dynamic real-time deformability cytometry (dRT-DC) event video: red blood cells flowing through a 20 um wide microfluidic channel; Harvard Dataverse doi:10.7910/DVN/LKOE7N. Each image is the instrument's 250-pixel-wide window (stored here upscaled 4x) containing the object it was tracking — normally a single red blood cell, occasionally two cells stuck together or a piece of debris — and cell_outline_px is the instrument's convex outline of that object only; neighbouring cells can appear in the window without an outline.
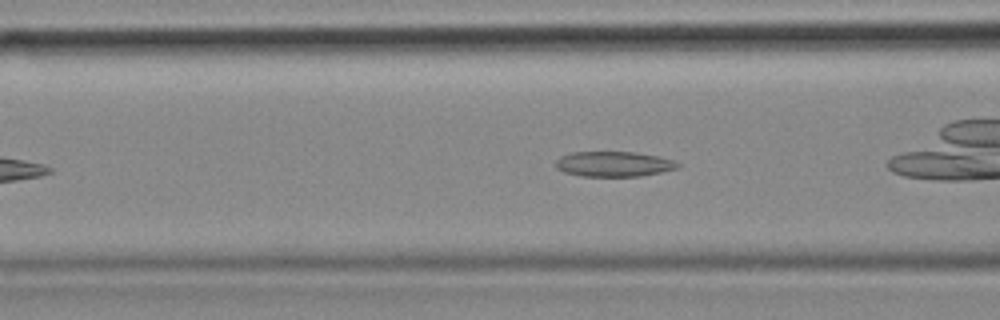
{"species": "common noctule bat (a hibernating species)", "species_latin": "Nyctalus noctula", "temperature_condition": "cold", "stored_images_in_passage": 29, "camera_frame_rate_fps": 3000, "um_per_image_px": 0.085, "animal": {"sex": "female", "body_mass_g": 18.4}, "frame": {"image": 1, "passage_image": 5, "time_ms": 1.333, "image_size_px": [1000, 320], "cell_outline_px": [[680, 164], [676, 168], [660, 172], [640, 176], [580, 176], [564, 172], [556, 168], [556, 160], [560, 156], [572, 152], [636, 152], [656, 156], [672, 160]], "centroid_in_image_um": [52.11, 13.94], "position_along_channel_um": 114.5, "area_um2": 17.74}}